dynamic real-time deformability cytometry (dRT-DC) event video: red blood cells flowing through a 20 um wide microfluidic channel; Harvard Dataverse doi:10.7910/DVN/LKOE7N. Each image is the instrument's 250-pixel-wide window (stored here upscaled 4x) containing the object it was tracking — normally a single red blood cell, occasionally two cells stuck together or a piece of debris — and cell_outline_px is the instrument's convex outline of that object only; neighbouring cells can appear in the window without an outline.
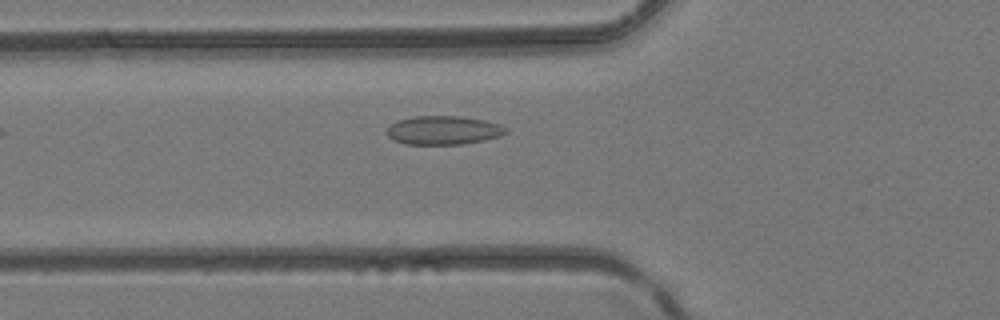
{"species": "common noctule bat (a hibernating species)", "species_latin": "Nyctalus noctula", "temperature_condition": "room temperature", "stored_images_in_passage": 4, "camera_frame_rate_fps": 3000, "um_per_image_px": 0.085, "animal": {"sex": "female", "body_mass_g": 24.6, "forearm_length_mm": 56.2}, "frame": {"image": 1, "passage_image": 4, "time_ms": 1.0, "image_size_px": [1000, 320], "cell_outline_px": [[508, 132], [500, 136], [484, 140], [460, 144], [404, 144], [392, 140], [384, 132], [392, 124], [400, 120], [412, 116], [460, 116], [484, 120], [500, 124], [508, 128]], "centroid_in_image_um": [37.69, 11.07], "position_along_channel_um": 88.1, "area_um2": 20.0}}